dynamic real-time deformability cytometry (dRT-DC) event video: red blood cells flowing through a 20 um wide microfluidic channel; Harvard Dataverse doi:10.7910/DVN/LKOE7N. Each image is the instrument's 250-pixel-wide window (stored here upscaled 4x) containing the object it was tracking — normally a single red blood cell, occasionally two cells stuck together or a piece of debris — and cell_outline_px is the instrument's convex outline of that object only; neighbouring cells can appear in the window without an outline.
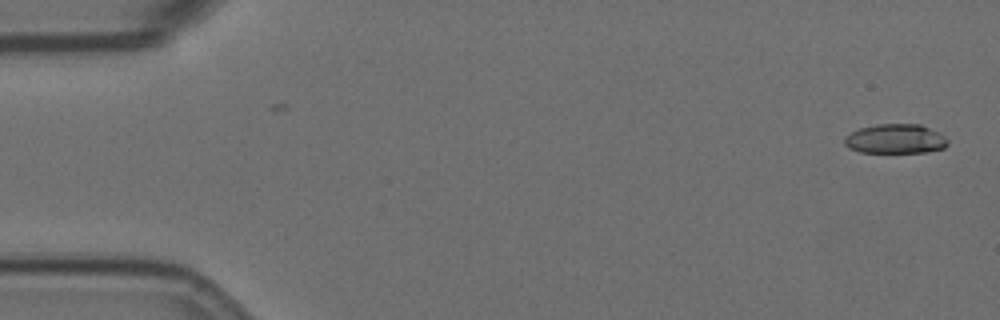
{"species": "Egyptian fruit bat (a non-hibernating species)", "species_latin": "Rousettus aegyptiacus", "temperature_condition": "room temperature", "stored_images_in_passage": 56, "camera_frame_rate_fps": 3000, "um_per_image_px": 0.085, "animal": {"sex": "female"}, "frame": {"image": 1, "passage_image": 1, "time_ms": 0.0, "image_size_px": [1000, 320], "cell_outline_px": [[948, 144], [944, 148], [928, 152], [860, 152], [848, 148], [844, 144], [844, 136], [860, 128], [876, 124], [920, 124], [940, 132], [948, 140]], "centroid_in_image_um": [76.12, 11.8], "position_along_channel_um": 8.9, "area_um2": 17.86}}
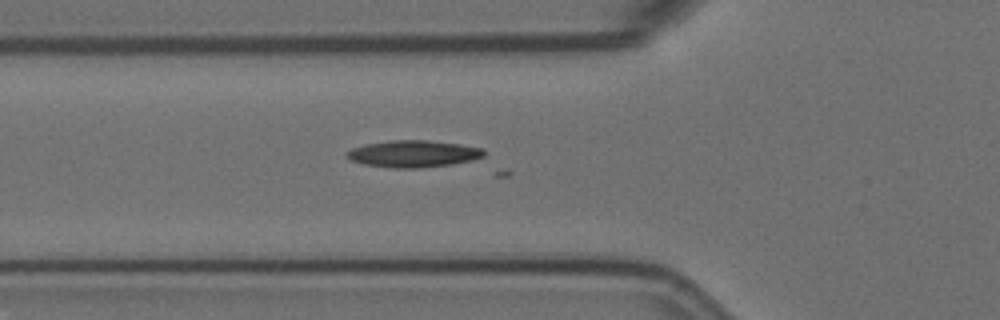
{"frame": {"image": 2, "passage_image": 19, "time_ms": 6.0, "image_size_px": [1000, 320], "cell_outline_px": [[484, 156], [472, 160], [452, 164], [420, 168], [392, 168], [364, 164], [352, 160], [348, 156], [348, 152], [352, 148], [364, 144], [392, 140], [428, 140], [460, 144], [484, 148]], "centroid_in_image_um": [35.17, 13.07], "position_along_channel_um": 90.6, "area_um2": 21.39}}
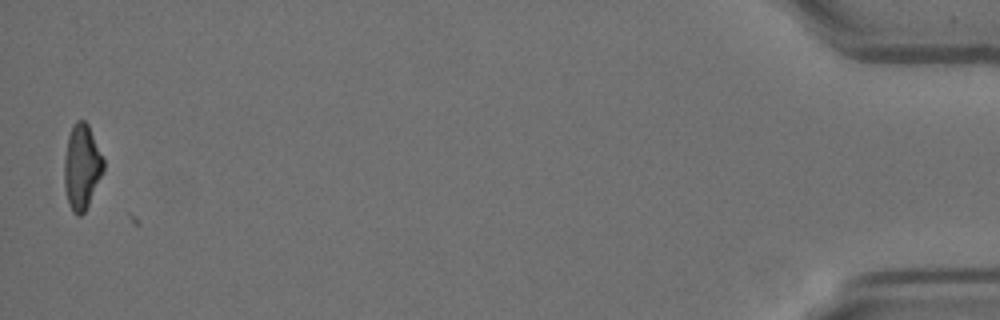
{"frame": {"image": 3, "passage_image": 55, "time_ms": 18.0, "image_size_px": [1000, 320], "cell_outline_px": [[104, 168], [88, 204], [84, 212], [80, 216], [76, 216], [72, 212], [68, 204], [64, 188], [64, 156], [68, 136], [76, 120], [84, 120], [88, 124], [104, 160]], "centroid_in_image_um": [6.92, 14.19], "position_along_channel_um": 428.3, "area_um2": 19.31}}